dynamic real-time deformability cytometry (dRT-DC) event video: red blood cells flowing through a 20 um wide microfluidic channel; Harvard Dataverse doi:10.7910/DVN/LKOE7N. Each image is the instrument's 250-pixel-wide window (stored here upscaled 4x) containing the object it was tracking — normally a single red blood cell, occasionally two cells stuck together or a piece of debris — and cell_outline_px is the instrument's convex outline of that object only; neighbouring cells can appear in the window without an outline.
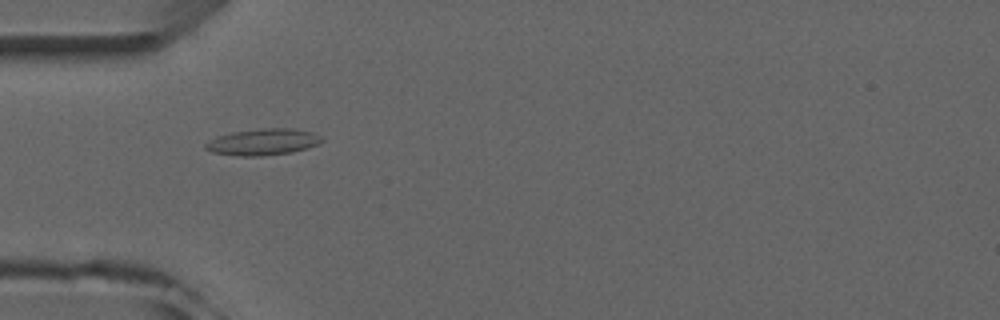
{"species": "common noctule bat (a hibernating species)", "species_latin": "Nyctalus noctula", "temperature_condition": "room temperature", "stored_images_in_passage": 4, "camera_frame_rate_fps": 3000, "um_per_image_px": 0.085, "animal": {"sex": "male", "forearm_length_mm": 52.5}, "frame": {"image": 1, "passage_image": 2, "time_ms": 2.0, "image_size_px": [1000, 320], "cell_outline_px": [[324, 140], [320, 144], [292, 152], [260, 156], [236, 156], [212, 152], [204, 148], [204, 144], [216, 136], [232, 132], [260, 128], [296, 128], [312, 132], [320, 136]], "centroid_in_image_um": [22.35, 12.06], "position_along_channel_um": 62.6, "area_um2": 18.09}}
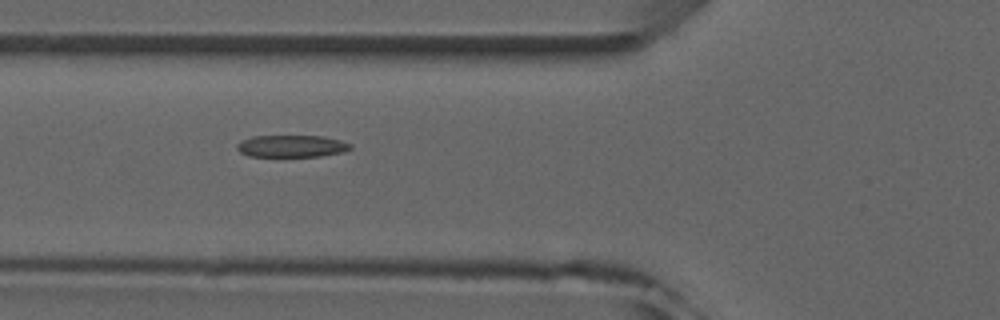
{"frame": {"image": 2, "passage_image": 3, "time_ms": 3.0, "image_size_px": [1000, 320], "cell_outline_px": [[352, 148], [344, 152], [320, 156], [248, 156], [240, 152], [236, 148], [236, 144], [252, 136], [324, 136], [340, 140], [352, 144]], "centroid_in_image_um": [24.81, 12.42], "position_along_channel_um": 101.0, "area_um2": 14.57}}
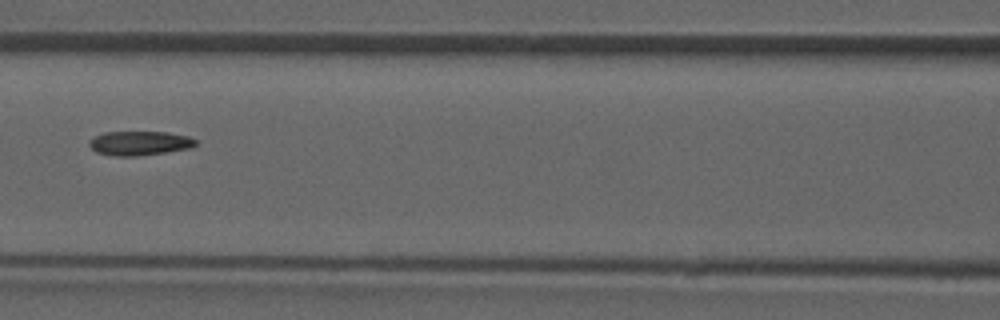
{"frame": {"image": 3, "passage_image": 4, "time_ms": 4.333, "image_size_px": [1000, 320], "cell_outline_px": [[196, 144], [192, 148], [136, 156], [112, 156], [96, 152], [88, 144], [96, 136], [104, 132], [164, 132], [188, 136], [196, 140]], "centroid_in_image_um": [11.87, 12.17], "position_along_channel_um": 154.7, "area_um2": 14.85}}